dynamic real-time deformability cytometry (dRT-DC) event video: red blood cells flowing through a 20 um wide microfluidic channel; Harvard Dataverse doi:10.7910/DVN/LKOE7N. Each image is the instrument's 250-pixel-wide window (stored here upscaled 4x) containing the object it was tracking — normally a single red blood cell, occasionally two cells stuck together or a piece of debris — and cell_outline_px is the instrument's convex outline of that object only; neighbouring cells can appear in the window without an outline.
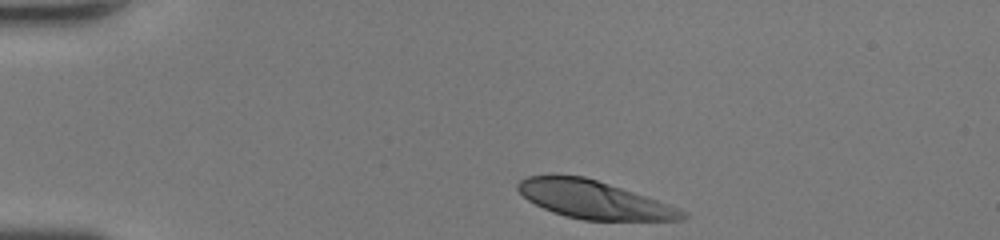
{"species": "human", "species_latin": "Homo sapiens", "temperature_condition": "room temperature", "stored_images_in_passage": 32, "camera_frame_rate_fps": 3000, "um_per_image_px": 0.085, "donor": {"sex": "female"}, "frame": {"image": 1, "passage_image": 1, "time_ms": 0.0, "image_size_px": [1000, 240], "cell_outline_px": [[688, 216], [684, 220], [584, 220], [564, 216], [552, 212], [528, 200], [516, 188], [516, 184], [520, 180], [528, 176], [552, 172], [584, 176], [680, 208], [688, 212]], "centroid_in_image_um": [50.42, 16.95], "position_along_channel_um": 34.6, "area_um2": 36.59}}
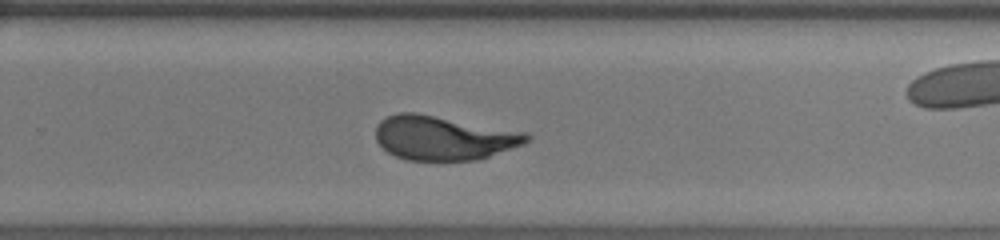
{"frame": {"image": 2, "passage_image": 23, "time_ms": 7.333, "image_size_px": [1000, 240], "cell_outline_px": [[532, 136], [524, 144], [476, 160], [404, 160], [388, 152], [376, 140], [376, 124], [380, 120], [388, 116], [400, 112], [416, 112], [528, 132]], "centroid_in_image_um": [37.7, 11.71], "position_along_channel_um": 292.1, "area_um2": 38.96}}
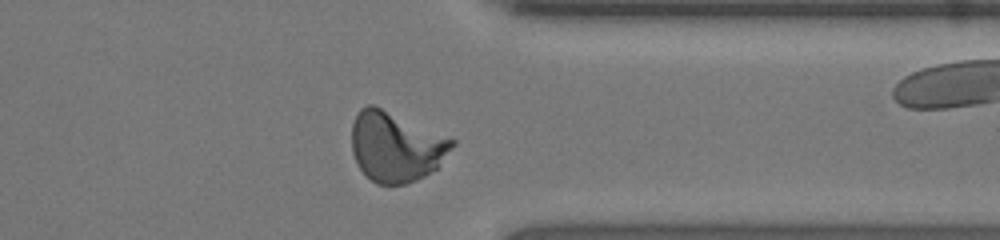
{"frame": {"image": 3, "passage_image": 29, "time_ms": 9.333, "image_size_px": [1000, 240], "cell_outline_px": [[456, 144], [436, 168], [424, 176], [416, 180], [404, 184], [376, 184], [356, 164], [352, 152], [352, 124], [360, 108], [368, 104], [372, 104], [452, 136], [456, 140]], "centroid_in_image_um": [33.68, 12.44], "position_along_channel_um": 377.7, "area_um2": 41.27}, "authors_computed_cell_mechanics": {"area_um2": 38.8994, "velocity_mm_per_s": 4.3807, "shape_relaxation_time_tau1_ms": 4.6691, "shape_relaxation_time_tau2_ms": null, "deformation_change_tau1": 0.2148, "deformation_change_tau2": null}}